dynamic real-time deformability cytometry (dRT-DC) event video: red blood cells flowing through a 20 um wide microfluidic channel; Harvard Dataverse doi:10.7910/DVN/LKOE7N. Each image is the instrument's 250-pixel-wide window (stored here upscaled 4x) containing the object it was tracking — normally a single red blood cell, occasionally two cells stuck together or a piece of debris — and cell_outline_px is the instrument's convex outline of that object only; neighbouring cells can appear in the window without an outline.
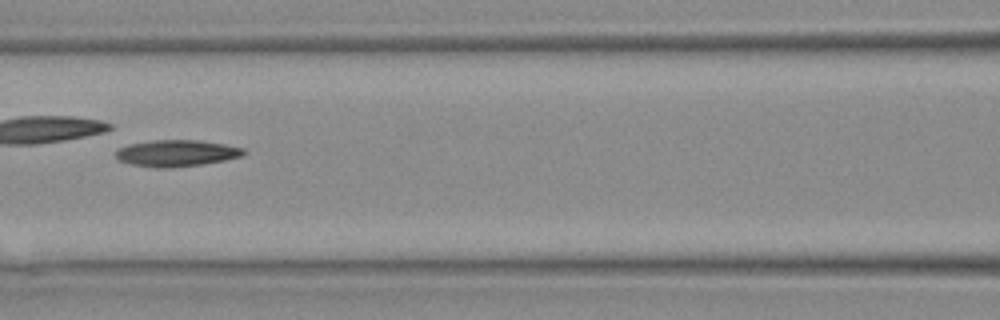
{"species": "Egyptian fruit bat (a non-hibernating species)", "species_latin": "Rousettus aegyptiacus", "temperature_condition": "warm", "stored_images_in_passage": 8, "camera_frame_rate_fps": 3000, "um_per_image_px": 0.085, "animal": {"sex": "female"}, "frame": {"image": 1, "passage_image": 7, "time_ms": 2.0, "image_size_px": [1000, 320], "cell_outline_px": [[248, 152], [244, 156], [224, 160], [200, 164], [160, 168], [132, 164], [120, 160], [116, 156], [116, 152], [120, 148], [128, 144], [152, 140], [200, 140], [224, 144], [244, 148]], "centroid_in_image_um": [15.06, 13.0], "position_along_channel_um": 151.5, "area_um2": 19.54}}